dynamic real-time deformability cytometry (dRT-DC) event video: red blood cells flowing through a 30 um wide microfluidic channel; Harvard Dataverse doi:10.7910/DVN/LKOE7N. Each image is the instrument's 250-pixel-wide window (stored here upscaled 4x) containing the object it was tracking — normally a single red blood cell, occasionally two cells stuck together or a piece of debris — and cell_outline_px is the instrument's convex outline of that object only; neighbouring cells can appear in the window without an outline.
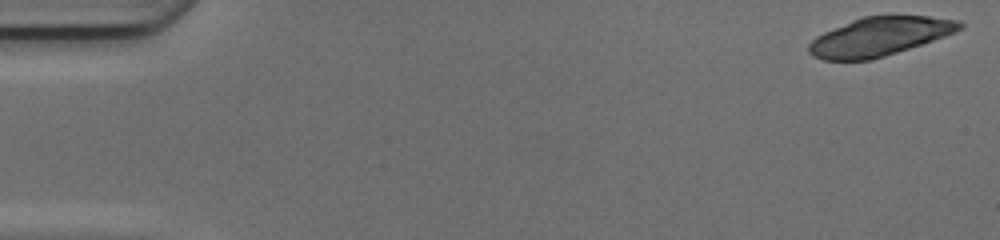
{"species": "common noctule bat (a hibernating species)", "species_latin": "Nyctalus noctula", "temperature_condition": "cold", "stored_images_in_passage": 20, "camera_frame_rate_fps": 3000, "um_per_image_px": 0.085, "animal": {"sex": "female", "body_mass_g": 17.0, "forearm_length_mm": 48.0}, "frame": {"image": 1, "passage_image": 1, "time_ms": 0.0, "image_size_px": [1000, 240], "cell_outline_px": [[964, 28], [956, 32], [872, 60], [824, 60], [812, 56], [808, 52], [808, 44], [816, 36], [824, 32], [852, 20], [864, 16], [928, 16], [960, 20], [964, 24]], "centroid_in_image_um": [74.75, 3.1], "position_along_channel_um": 10.3, "area_um2": 33.76}}